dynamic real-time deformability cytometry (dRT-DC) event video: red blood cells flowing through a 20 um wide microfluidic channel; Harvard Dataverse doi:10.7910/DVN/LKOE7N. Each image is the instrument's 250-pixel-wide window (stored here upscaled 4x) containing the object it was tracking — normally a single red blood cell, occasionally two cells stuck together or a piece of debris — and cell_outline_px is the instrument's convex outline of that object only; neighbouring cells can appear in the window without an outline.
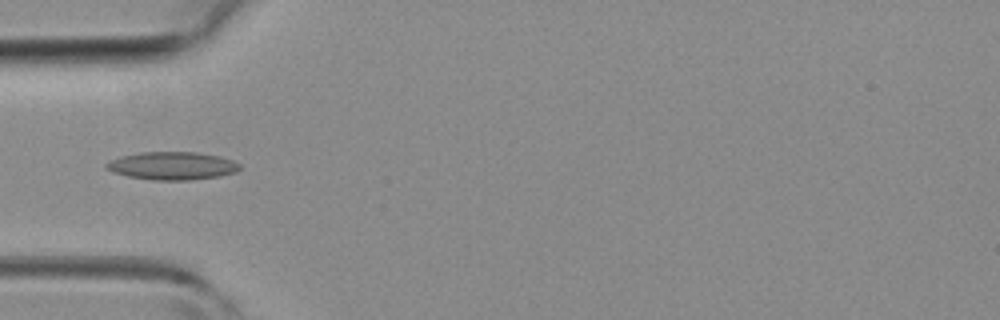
{"species": "common noctule bat (a hibernating species)", "species_latin": "Nyctalus noctula", "temperature_condition": "room temperature", "stored_images_in_passage": 33, "camera_frame_rate_fps": 3000, "um_per_image_px": 0.085, "animal": {"sex": "female", "body_mass_g": 19.3, "forearm_length_mm": 54.1}, "frame": {"image": 1, "passage_image": 2, "time_ms": 0.333, "image_size_px": [1000, 320], "cell_outline_px": [[240, 168], [236, 172], [220, 176], [192, 180], [152, 180], [128, 176], [112, 172], [104, 168], [104, 164], [120, 156], [140, 152], [196, 152], [220, 156], [232, 160], [240, 164]], "centroid_in_image_um": [14.63, 14.09], "position_along_channel_um": 70.4, "area_um2": 21.85}}
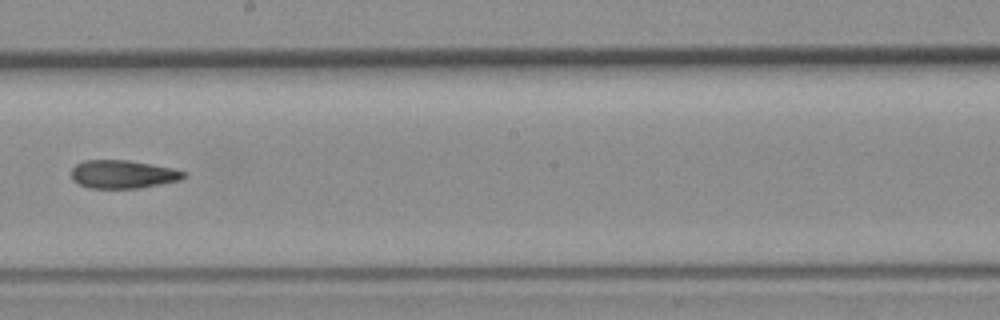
{"frame": {"image": 2, "passage_image": 13, "time_ms": 4.0, "image_size_px": [1000, 320], "cell_outline_px": [[188, 176], [180, 180], [140, 188], [88, 188], [72, 180], [72, 168], [76, 164], [84, 160], [128, 160], [172, 168], [184, 172]], "centroid_in_image_um": [10.44, 14.81], "position_along_channel_um": 237.8, "area_um2": 18.44}}
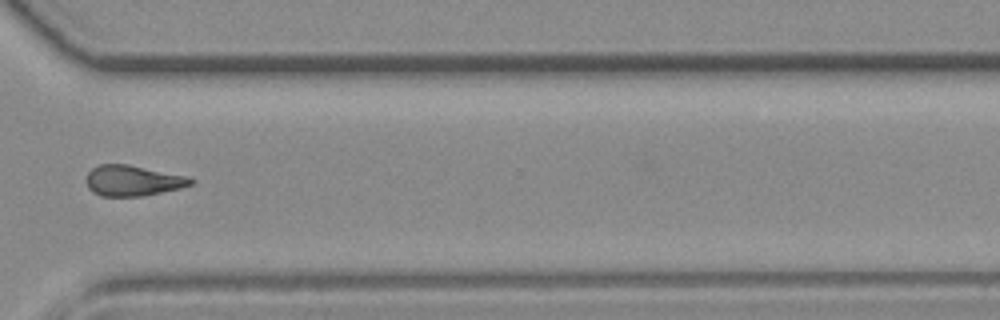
{"frame": {"image": 3, "passage_image": 21, "time_ms": 6.667, "image_size_px": [1000, 320], "cell_outline_px": [[196, 180], [192, 184], [180, 188], [144, 196], [100, 196], [92, 192], [88, 188], [88, 172], [92, 168], [100, 164], [128, 164], [188, 176]], "centroid_in_image_um": [11.32, 15.35], "position_along_channel_um": 359.3, "area_um2": 18.67}}